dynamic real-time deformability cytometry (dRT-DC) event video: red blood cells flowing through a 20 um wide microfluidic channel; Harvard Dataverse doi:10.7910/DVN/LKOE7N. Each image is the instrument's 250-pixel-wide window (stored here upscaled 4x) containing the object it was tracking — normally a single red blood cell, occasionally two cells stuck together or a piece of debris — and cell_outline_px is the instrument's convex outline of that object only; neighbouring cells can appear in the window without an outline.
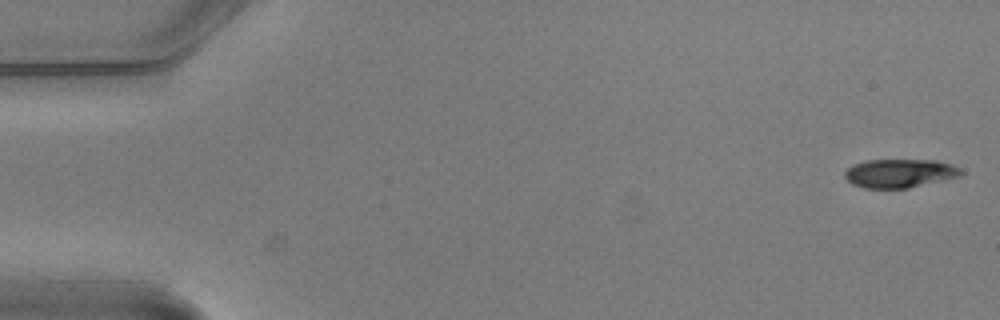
{"species": "common noctule bat (a hibernating species)", "species_latin": "Nyctalus noctula", "temperature_condition": "warm", "stored_images_in_passage": 6, "camera_frame_rate_fps": 3000, "um_per_image_px": 0.085, "animal": {"sex": "male", "body_mass_g": 20.5, "forearm_length_mm": 52.5}, "frame": {"image": 1, "passage_image": 1, "time_ms": 0.0, "image_size_px": [1000, 320], "cell_outline_px": [[964, 172], [960, 176], [944, 180], [908, 188], [864, 188], [852, 184], [844, 176], [844, 172], [848, 168], [864, 160], [936, 160], [952, 164], [960, 168]], "centroid_in_image_um": [76.49, 14.73], "position_along_channel_um": 8.5, "area_um2": 19.42}}